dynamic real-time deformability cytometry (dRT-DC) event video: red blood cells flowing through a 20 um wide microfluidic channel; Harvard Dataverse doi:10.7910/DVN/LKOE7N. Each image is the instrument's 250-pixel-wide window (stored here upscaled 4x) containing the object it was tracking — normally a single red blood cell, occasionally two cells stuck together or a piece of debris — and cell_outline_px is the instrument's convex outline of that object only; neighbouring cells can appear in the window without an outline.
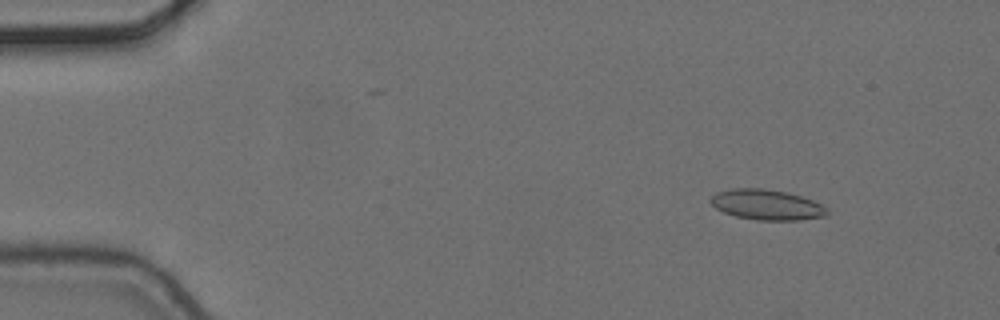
{"species": "common noctule bat (a hibernating species)", "species_latin": "Nyctalus noctula", "temperature_condition": "cold", "stored_images_in_passage": 5, "camera_frame_rate_fps": 3000, "um_per_image_px": 0.085, "animal": {"sex": "female", "body_mass_g": 24.6, "forearm_length_mm": 56.2}, "frame": {"image": 1, "passage_image": 1, "time_ms": 0.0, "image_size_px": [1000, 320], "cell_outline_px": [[828, 216], [800, 220], [756, 220], [736, 216], [724, 212], [716, 208], [708, 200], [716, 192], [732, 188], [764, 188], [788, 192], [812, 200], [828, 208]], "centroid_in_image_um": [65.18, 17.4], "position_along_channel_um": 19.8, "area_um2": 20.75}}
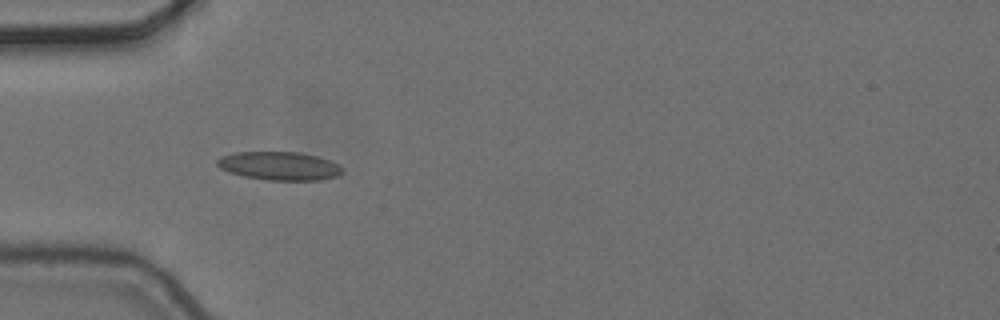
{"frame": {"image": 2, "passage_image": 4, "time_ms": 1.0, "image_size_px": [1000, 320], "cell_outline_px": [[344, 172], [336, 176], [320, 180], [268, 180], [244, 176], [228, 172], [220, 168], [216, 164], [216, 160], [220, 156], [236, 152], [296, 152], [316, 156], [328, 160], [344, 168]], "centroid_in_image_um": [23.72, 14.1], "position_along_channel_um": 61.3, "area_um2": 20.69}}
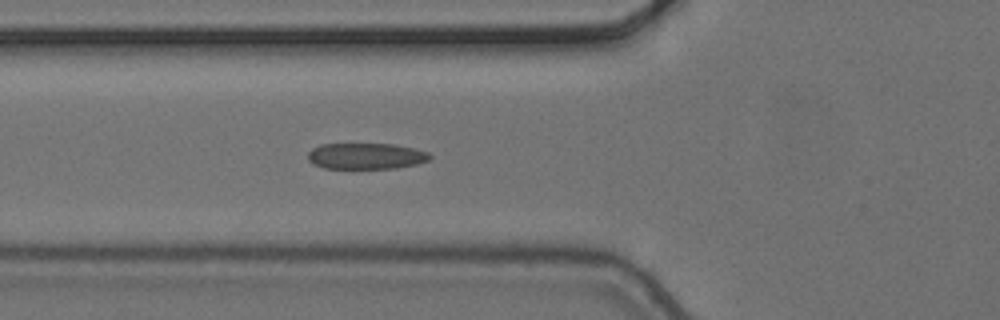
{"frame": {"image": 3, "passage_image": 5, "time_ms": 1.333, "image_size_px": [1000, 320], "cell_outline_px": [[432, 156], [428, 160], [416, 164], [396, 168], [324, 168], [312, 164], [308, 160], [308, 152], [312, 148], [320, 144], [392, 144], [412, 148], [428, 152]], "centroid_in_image_um": [31.07, 13.26], "position_along_channel_um": 94.7, "area_um2": 18.5}}